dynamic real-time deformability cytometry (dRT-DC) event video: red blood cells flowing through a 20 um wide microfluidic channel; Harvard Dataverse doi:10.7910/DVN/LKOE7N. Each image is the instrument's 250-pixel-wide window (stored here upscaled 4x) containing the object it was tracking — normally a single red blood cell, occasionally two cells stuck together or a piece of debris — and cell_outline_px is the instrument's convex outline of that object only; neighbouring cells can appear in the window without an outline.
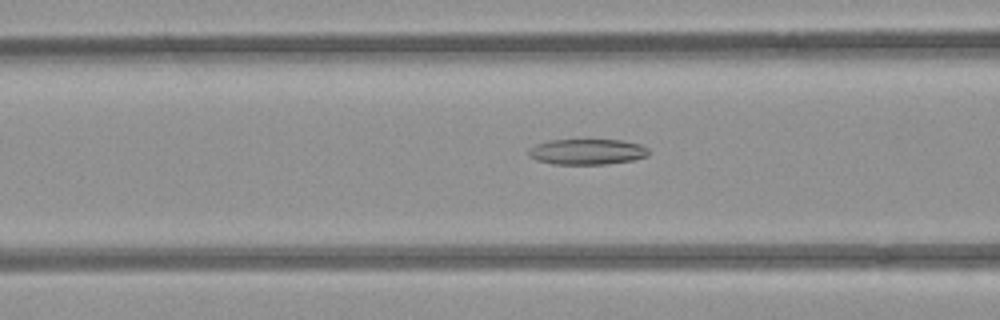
{"species": "common noctule bat (a hibernating species)", "species_latin": "Nyctalus noctula", "temperature_condition": "room temperature", "stored_images_in_passage": 49, "camera_frame_rate_fps": 3000, "um_per_image_px": 0.085, "animal": {"sex": "female", "body_mass_g": 21.9}, "frame": {"image": 1, "passage_image": 17, "time_ms": 5.333, "image_size_px": [1000, 320], "cell_outline_px": [[648, 156], [632, 160], [608, 164], [552, 164], [536, 160], [528, 156], [528, 148], [536, 144], [548, 140], [624, 140], [640, 144], [648, 148]], "centroid_in_image_um": [49.88, 12.9], "position_along_channel_um": 116.7, "area_um2": 18.09}}
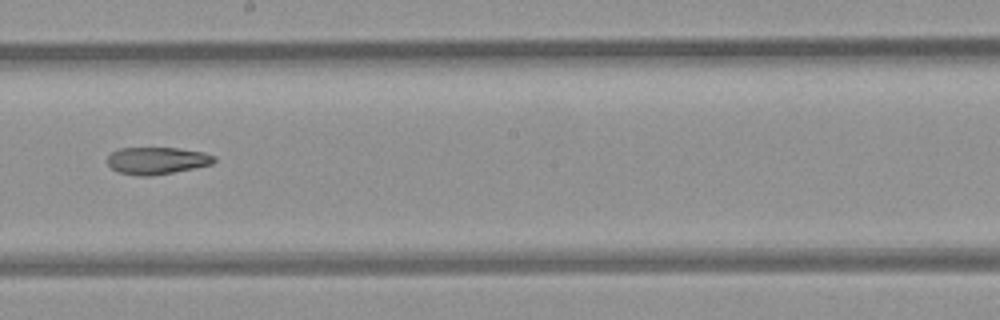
{"frame": {"image": 2, "passage_image": 26, "time_ms": 8.333, "image_size_px": [1000, 320], "cell_outline_px": [[216, 160], [212, 164], [152, 176], [136, 176], [120, 172], [112, 168], [108, 164], [108, 156], [112, 152], [120, 148], [176, 148], [204, 152], [216, 156]], "centroid_in_image_um": [13.35, 13.65], "position_along_channel_um": 234.9, "area_um2": 16.76}}
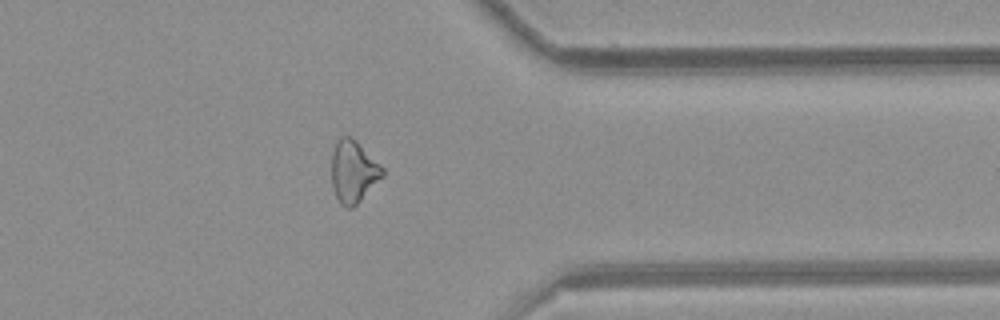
{"frame": {"image": 3, "passage_image": 38, "time_ms": 12.333, "image_size_px": [1000, 320], "cell_outline_px": [[384, 176], [352, 208], [348, 208], [340, 204], [336, 196], [332, 184], [332, 152], [336, 140], [340, 136], [348, 136], [356, 140], [384, 168]], "centroid_in_image_um": [30.03, 14.56], "position_along_channel_um": 381.4, "area_um2": 18.38}, "authors_computed_cell_mechanics": {"area_um2": 18.3804, "velocity_mm_per_s": 3.926, "shape_relaxation_time_tau1_ms": null, "shape_relaxation_time_tau2_ms": 6.1447, "deformation_change_tau1": null, "deformation_change_tau2": 0.1522}}